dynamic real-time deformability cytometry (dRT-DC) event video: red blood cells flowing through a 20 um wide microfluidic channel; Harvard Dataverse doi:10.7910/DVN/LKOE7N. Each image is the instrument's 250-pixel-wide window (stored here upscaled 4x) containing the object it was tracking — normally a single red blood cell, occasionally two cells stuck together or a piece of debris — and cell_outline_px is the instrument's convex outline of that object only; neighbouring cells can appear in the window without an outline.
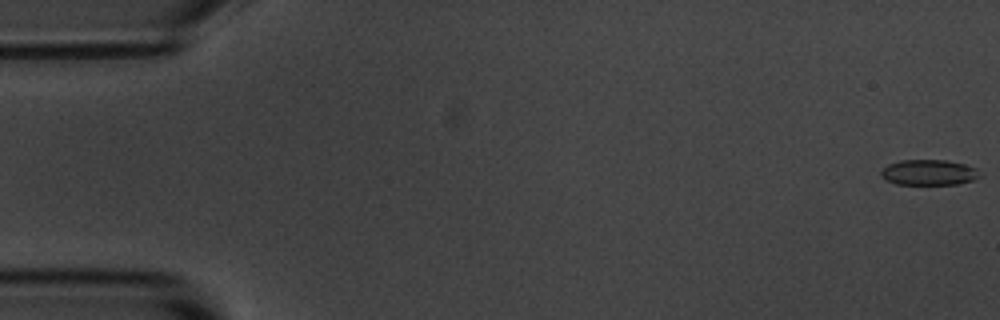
{"species": "common noctule bat (a hibernating species)", "species_latin": "Nyctalus noctula", "temperature_condition": "room temperature", "stored_images_in_passage": 12, "camera_frame_rate_fps": 3000, "um_per_image_px": 0.085, "animal": {"sex": "male", "body_mass_g": 20.1, "forearm_length_mm": 53.5}, "frame": {"image": 1, "passage_image": 1, "time_ms": 0.0, "image_size_px": [1000, 320], "cell_outline_px": [[984, 176], [972, 180], [956, 184], [896, 184], [880, 176], [880, 172], [888, 164], [900, 160], [948, 160], [964, 164], [976, 168]], "centroid_in_image_um": [78.98, 14.65], "position_along_channel_um": 6.0, "area_um2": 14.74}}